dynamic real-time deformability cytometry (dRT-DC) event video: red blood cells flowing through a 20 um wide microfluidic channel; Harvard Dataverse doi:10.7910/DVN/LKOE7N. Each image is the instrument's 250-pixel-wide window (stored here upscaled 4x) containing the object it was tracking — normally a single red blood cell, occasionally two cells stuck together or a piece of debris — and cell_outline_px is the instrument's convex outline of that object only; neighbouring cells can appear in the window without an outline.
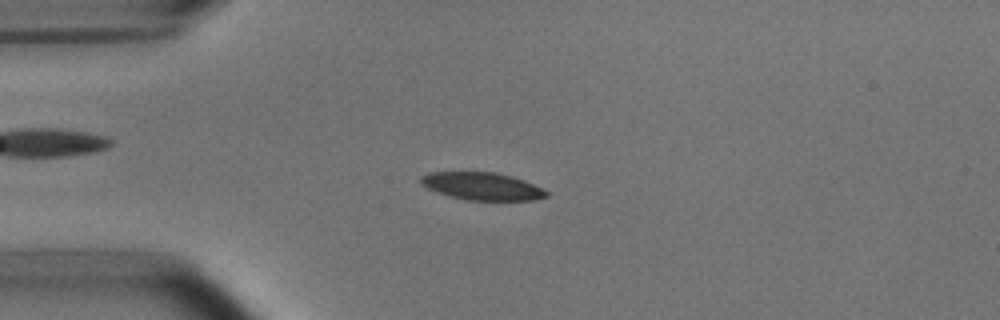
{"species": "common noctule bat (a hibernating species)", "species_latin": "Nyctalus noctula", "temperature_condition": "room temperature", "stored_images_in_passage": 5, "camera_frame_rate_fps": 3000, "um_per_image_px": 0.085, "animal": {"sex": "male", "body_mass_g": 15.6}, "frame": {"image": 1, "passage_image": 3, "time_ms": 2.333, "image_size_px": [1000, 320], "cell_outline_px": [[548, 196], [532, 200], [468, 200], [448, 196], [436, 192], [420, 184], [420, 176], [428, 172], [496, 172], [512, 176], [524, 180], [544, 188], [548, 192]], "centroid_in_image_um": [40.97, 15.82], "position_along_channel_um": 44.0, "area_um2": 20.35}}